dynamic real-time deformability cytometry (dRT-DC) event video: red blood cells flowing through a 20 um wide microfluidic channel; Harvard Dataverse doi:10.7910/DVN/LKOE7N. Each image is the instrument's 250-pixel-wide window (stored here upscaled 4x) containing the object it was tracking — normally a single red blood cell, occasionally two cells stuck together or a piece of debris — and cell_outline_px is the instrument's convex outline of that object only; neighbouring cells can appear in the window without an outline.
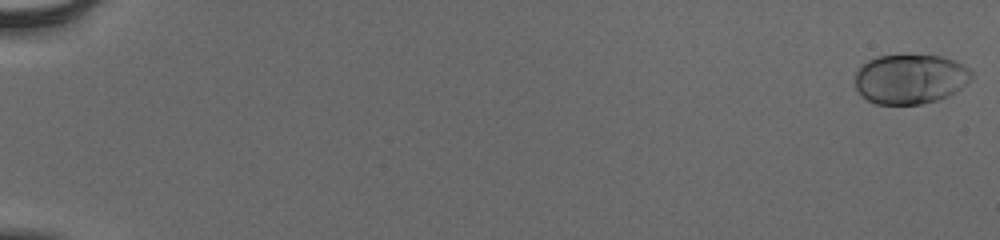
{"species": "human", "species_latin": "Homo sapiens", "temperature_condition": "cold", "stored_images_in_passage": 56, "camera_frame_rate_fps": 3000, "um_per_image_px": 0.085, "donor": {"sex": "male"}, "frame": {"image": 1, "passage_image": 1, "time_ms": 0.0, "image_size_px": [1000, 240], "cell_outline_px": [[972, 76], [968, 84], [956, 92], [948, 96], [936, 100], [920, 104], [876, 104], [860, 96], [856, 88], [856, 72], [868, 60], [876, 56], [940, 56], [956, 60], [964, 64], [972, 72]], "centroid_in_image_um": [77.4, 6.72], "position_along_channel_um": 7.6, "area_um2": 33.76}}
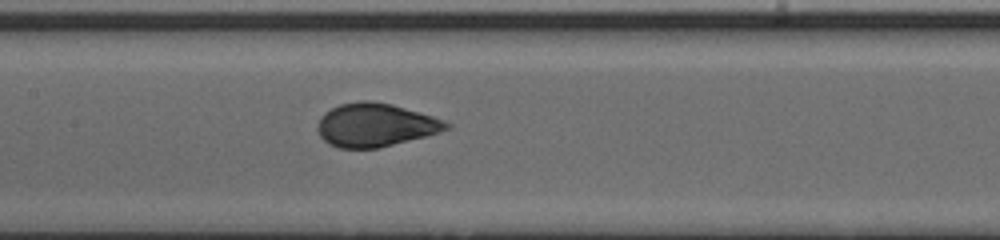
{"frame": {"image": 2, "passage_image": 30, "time_ms": 9.667, "image_size_px": [1000, 240], "cell_outline_px": [[452, 124], [448, 128], [440, 132], [376, 148], [340, 148], [328, 144], [320, 136], [316, 128], [316, 124], [320, 116], [324, 112], [340, 104], [360, 100], [372, 100], [392, 104], [432, 116], [444, 120]], "centroid_in_image_um": [31.85, 10.61], "position_along_channel_um": 175.5, "area_um2": 32.48}}
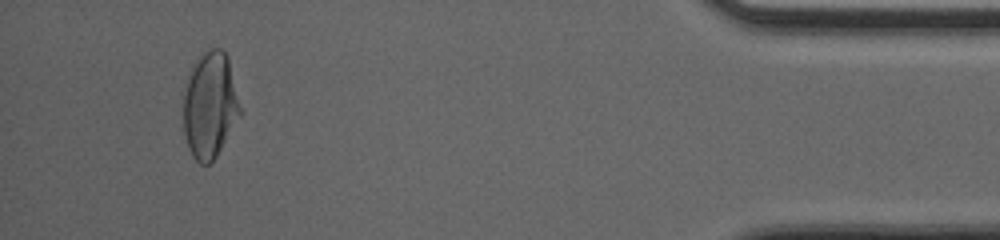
{"frame": {"image": 3, "passage_image": 53, "time_ms": 17.333, "image_size_px": [1000, 240], "cell_outline_px": [[240, 112], [216, 156], [208, 164], [200, 164], [192, 156], [188, 148], [184, 136], [180, 92], [192, 64], [204, 52], [212, 48], [220, 48], [228, 56], [240, 108]], "centroid_in_image_um": [17.74, 8.91], "position_along_channel_um": 417.5, "area_um2": 35.43}, "authors_computed_cell_mechanics": {"area_um2": 33.4662, "velocity_mm_per_s": 3.8787, "shape_relaxation_time_tau1_ms": 3.3725, "shape_relaxation_time_tau2_ms": null, "deformation_change_tau1": 0.1716, "deformation_change_tau2": null}}